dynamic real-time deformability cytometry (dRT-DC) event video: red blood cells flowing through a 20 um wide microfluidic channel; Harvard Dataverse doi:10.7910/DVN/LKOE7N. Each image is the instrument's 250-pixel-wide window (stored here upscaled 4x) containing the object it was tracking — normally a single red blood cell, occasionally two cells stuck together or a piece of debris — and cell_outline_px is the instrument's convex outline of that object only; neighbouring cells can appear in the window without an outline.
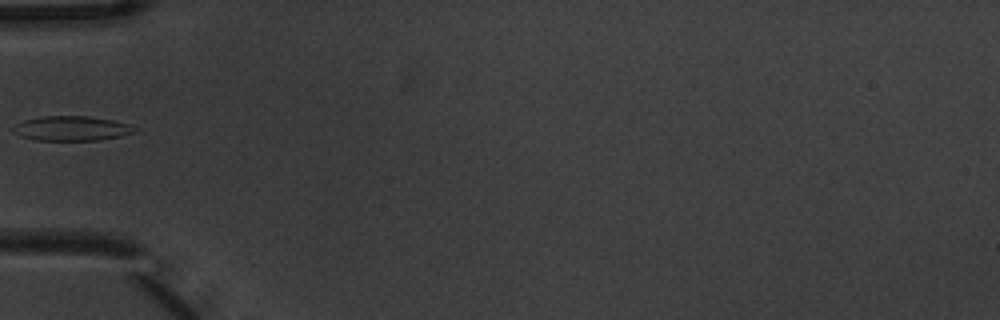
{"species": "common noctule bat (a hibernating species)", "species_latin": "Nyctalus noctula", "temperature_condition": "warm", "stored_images_in_passage": 5, "camera_frame_rate_fps": 3000, "um_per_image_px": 0.085, "animal": {"sex": "male", "body_mass_g": 20.1, "forearm_length_mm": 53.5}, "frame": {"image": 1, "passage_image": 5, "time_ms": 1.333, "image_size_px": [1000, 320], "cell_outline_px": [[140, 128], [136, 132], [120, 136], [100, 140], [32, 140], [20, 136], [12, 132], [12, 128], [16, 124], [24, 120], [44, 116], [88, 116], [112, 120], [128, 124]], "centroid_in_image_um": [6.09, 10.92], "position_along_channel_um": 78.9, "area_um2": 17.57}}